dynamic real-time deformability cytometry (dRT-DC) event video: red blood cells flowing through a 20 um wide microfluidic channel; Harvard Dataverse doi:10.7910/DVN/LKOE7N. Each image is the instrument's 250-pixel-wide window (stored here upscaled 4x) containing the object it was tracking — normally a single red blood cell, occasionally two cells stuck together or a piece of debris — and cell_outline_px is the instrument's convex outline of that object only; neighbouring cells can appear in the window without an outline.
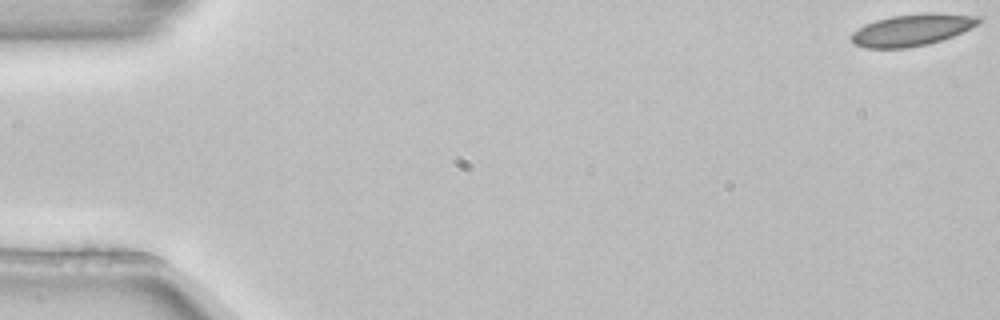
{"species": "common noctule bat (a hibernating species)", "species_latin": "Nyctalus noctula", "temperature_condition": "room temperature", "stored_images_in_passage": 5, "camera_frame_rate_fps": 3000, "um_per_image_px": 0.085, "animal": {"sex": "female", "body_mass_g": 22.7, "forearm_length_mm": 54.2}, "frame": {"image": 1, "passage_image": 1, "time_ms": 0.0, "image_size_px": [1000, 320], "cell_outline_px": [[984, 20], [980, 24], [952, 36], [928, 44], [908, 48], [864, 48], [856, 44], [852, 40], [852, 32], [864, 24], [876, 20], [892, 16], [928, 12], [932, 12], [980, 16]], "centroid_in_image_um": [77.56, 2.53], "position_along_channel_um": 7.4, "area_um2": 23.64}}
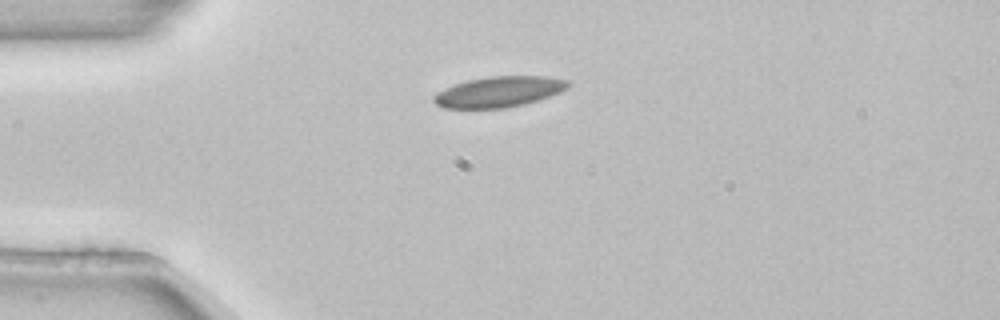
{"frame": {"image": 2, "passage_image": 4, "time_ms": 1.0, "image_size_px": [1000, 320], "cell_outline_px": [[572, 84], [568, 88], [560, 92], [524, 104], [504, 108], [444, 108], [436, 104], [432, 100], [436, 92], [444, 88], [468, 80], [488, 76], [548, 76], [568, 80]], "centroid_in_image_um": [42.42, 7.79], "position_along_channel_um": 42.6, "area_um2": 23.99}}